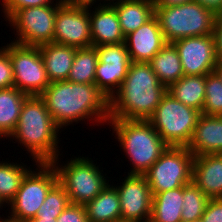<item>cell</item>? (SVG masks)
<instances>
[{
	"label": "cell",
	"mask_w": 222,
	"mask_h": 222,
	"mask_svg": "<svg viewBox=\"0 0 222 222\" xmlns=\"http://www.w3.org/2000/svg\"><path fill=\"white\" fill-rule=\"evenodd\" d=\"M149 222H182L183 187L152 193Z\"/></svg>",
	"instance_id": "25"
},
{
	"label": "cell",
	"mask_w": 222,
	"mask_h": 222,
	"mask_svg": "<svg viewBox=\"0 0 222 222\" xmlns=\"http://www.w3.org/2000/svg\"><path fill=\"white\" fill-rule=\"evenodd\" d=\"M55 1V0H54ZM53 0H2L4 17L8 20L17 10L55 4Z\"/></svg>",
	"instance_id": "32"
},
{
	"label": "cell",
	"mask_w": 222,
	"mask_h": 222,
	"mask_svg": "<svg viewBox=\"0 0 222 222\" xmlns=\"http://www.w3.org/2000/svg\"><path fill=\"white\" fill-rule=\"evenodd\" d=\"M89 11L62 4L55 18L53 43L77 49L92 47Z\"/></svg>",
	"instance_id": "15"
},
{
	"label": "cell",
	"mask_w": 222,
	"mask_h": 222,
	"mask_svg": "<svg viewBox=\"0 0 222 222\" xmlns=\"http://www.w3.org/2000/svg\"><path fill=\"white\" fill-rule=\"evenodd\" d=\"M188 222H203L202 218H198V219H195L193 221H188Z\"/></svg>",
	"instance_id": "43"
},
{
	"label": "cell",
	"mask_w": 222,
	"mask_h": 222,
	"mask_svg": "<svg viewBox=\"0 0 222 222\" xmlns=\"http://www.w3.org/2000/svg\"><path fill=\"white\" fill-rule=\"evenodd\" d=\"M209 198L194 184L190 182L183 186L182 222L201 218L205 212Z\"/></svg>",
	"instance_id": "29"
},
{
	"label": "cell",
	"mask_w": 222,
	"mask_h": 222,
	"mask_svg": "<svg viewBox=\"0 0 222 222\" xmlns=\"http://www.w3.org/2000/svg\"><path fill=\"white\" fill-rule=\"evenodd\" d=\"M98 54L94 46L76 50L67 81L81 84H95V70Z\"/></svg>",
	"instance_id": "27"
},
{
	"label": "cell",
	"mask_w": 222,
	"mask_h": 222,
	"mask_svg": "<svg viewBox=\"0 0 222 222\" xmlns=\"http://www.w3.org/2000/svg\"><path fill=\"white\" fill-rule=\"evenodd\" d=\"M206 8L213 10L216 14L222 12V0H193Z\"/></svg>",
	"instance_id": "38"
},
{
	"label": "cell",
	"mask_w": 222,
	"mask_h": 222,
	"mask_svg": "<svg viewBox=\"0 0 222 222\" xmlns=\"http://www.w3.org/2000/svg\"><path fill=\"white\" fill-rule=\"evenodd\" d=\"M38 171L29 170L24 176L11 207L9 220L25 222L36 217L37 211L45 201L47 193L58 182V175L52 163H36Z\"/></svg>",
	"instance_id": "8"
},
{
	"label": "cell",
	"mask_w": 222,
	"mask_h": 222,
	"mask_svg": "<svg viewBox=\"0 0 222 222\" xmlns=\"http://www.w3.org/2000/svg\"><path fill=\"white\" fill-rule=\"evenodd\" d=\"M213 35L215 38L217 59L218 61H222V12L216 14Z\"/></svg>",
	"instance_id": "36"
},
{
	"label": "cell",
	"mask_w": 222,
	"mask_h": 222,
	"mask_svg": "<svg viewBox=\"0 0 222 222\" xmlns=\"http://www.w3.org/2000/svg\"><path fill=\"white\" fill-rule=\"evenodd\" d=\"M60 127L55 123L40 96H28L10 138L31 153L35 163H51L58 158Z\"/></svg>",
	"instance_id": "3"
},
{
	"label": "cell",
	"mask_w": 222,
	"mask_h": 222,
	"mask_svg": "<svg viewBox=\"0 0 222 222\" xmlns=\"http://www.w3.org/2000/svg\"><path fill=\"white\" fill-rule=\"evenodd\" d=\"M18 163L0 162V201L9 204L20 188L21 182L30 170ZM24 165V166H23Z\"/></svg>",
	"instance_id": "28"
},
{
	"label": "cell",
	"mask_w": 222,
	"mask_h": 222,
	"mask_svg": "<svg viewBox=\"0 0 222 222\" xmlns=\"http://www.w3.org/2000/svg\"><path fill=\"white\" fill-rule=\"evenodd\" d=\"M201 113L222 116V81L215 72L205 75V102Z\"/></svg>",
	"instance_id": "30"
},
{
	"label": "cell",
	"mask_w": 222,
	"mask_h": 222,
	"mask_svg": "<svg viewBox=\"0 0 222 222\" xmlns=\"http://www.w3.org/2000/svg\"><path fill=\"white\" fill-rule=\"evenodd\" d=\"M167 88L146 62H131L121 87L110 98L109 119L148 120Z\"/></svg>",
	"instance_id": "2"
},
{
	"label": "cell",
	"mask_w": 222,
	"mask_h": 222,
	"mask_svg": "<svg viewBox=\"0 0 222 222\" xmlns=\"http://www.w3.org/2000/svg\"><path fill=\"white\" fill-rule=\"evenodd\" d=\"M55 123L63 128L84 118L108 123L110 99L96 84L51 82L40 95ZM93 118V119H92Z\"/></svg>",
	"instance_id": "1"
},
{
	"label": "cell",
	"mask_w": 222,
	"mask_h": 222,
	"mask_svg": "<svg viewBox=\"0 0 222 222\" xmlns=\"http://www.w3.org/2000/svg\"><path fill=\"white\" fill-rule=\"evenodd\" d=\"M200 114L166 92L148 121L168 146L187 147Z\"/></svg>",
	"instance_id": "6"
},
{
	"label": "cell",
	"mask_w": 222,
	"mask_h": 222,
	"mask_svg": "<svg viewBox=\"0 0 222 222\" xmlns=\"http://www.w3.org/2000/svg\"><path fill=\"white\" fill-rule=\"evenodd\" d=\"M187 148L195 156L222 154V116L200 114Z\"/></svg>",
	"instance_id": "19"
},
{
	"label": "cell",
	"mask_w": 222,
	"mask_h": 222,
	"mask_svg": "<svg viewBox=\"0 0 222 222\" xmlns=\"http://www.w3.org/2000/svg\"><path fill=\"white\" fill-rule=\"evenodd\" d=\"M192 181L209 198H222V154L195 156Z\"/></svg>",
	"instance_id": "18"
},
{
	"label": "cell",
	"mask_w": 222,
	"mask_h": 222,
	"mask_svg": "<svg viewBox=\"0 0 222 222\" xmlns=\"http://www.w3.org/2000/svg\"><path fill=\"white\" fill-rule=\"evenodd\" d=\"M122 185L115 186L120 200L121 222H149L152 192L144 175L128 174Z\"/></svg>",
	"instance_id": "13"
},
{
	"label": "cell",
	"mask_w": 222,
	"mask_h": 222,
	"mask_svg": "<svg viewBox=\"0 0 222 222\" xmlns=\"http://www.w3.org/2000/svg\"><path fill=\"white\" fill-rule=\"evenodd\" d=\"M155 16L167 43L214 33L216 13L195 1L176 6L155 7Z\"/></svg>",
	"instance_id": "5"
},
{
	"label": "cell",
	"mask_w": 222,
	"mask_h": 222,
	"mask_svg": "<svg viewBox=\"0 0 222 222\" xmlns=\"http://www.w3.org/2000/svg\"><path fill=\"white\" fill-rule=\"evenodd\" d=\"M6 51L12 64L13 86L28 96H40L50 81L39 47L11 42L7 44Z\"/></svg>",
	"instance_id": "11"
},
{
	"label": "cell",
	"mask_w": 222,
	"mask_h": 222,
	"mask_svg": "<svg viewBox=\"0 0 222 222\" xmlns=\"http://www.w3.org/2000/svg\"><path fill=\"white\" fill-rule=\"evenodd\" d=\"M201 218L203 222H222V198L209 199Z\"/></svg>",
	"instance_id": "35"
},
{
	"label": "cell",
	"mask_w": 222,
	"mask_h": 222,
	"mask_svg": "<svg viewBox=\"0 0 222 222\" xmlns=\"http://www.w3.org/2000/svg\"><path fill=\"white\" fill-rule=\"evenodd\" d=\"M62 4L73 8L90 9L96 0H60ZM100 1V0H99ZM95 2V3H94Z\"/></svg>",
	"instance_id": "37"
},
{
	"label": "cell",
	"mask_w": 222,
	"mask_h": 222,
	"mask_svg": "<svg viewBox=\"0 0 222 222\" xmlns=\"http://www.w3.org/2000/svg\"><path fill=\"white\" fill-rule=\"evenodd\" d=\"M193 0H154L155 7H169L182 5Z\"/></svg>",
	"instance_id": "39"
},
{
	"label": "cell",
	"mask_w": 222,
	"mask_h": 222,
	"mask_svg": "<svg viewBox=\"0 0 222 222\" xmlns=\"http://www.w3.org/2000/svg\"><path fill=\"white\" fill-rule=\"evenodd\" d=\"M70 204L64 188L57 182L47 193L45 201L37 211V218H57Z\"/></svg>",
	"instance_id": "31"
},
{
	"label": "cell",
	"mask_w": 222,
	"mask_h": 222,
	"mask_svg": "<svg viewBox=\"0 0 222 222\" xmlns=\"http://www.w3.org/2000/svg\"><path fill=\"white\" fill-rule=\"evenodd\" d=\"M0 222H15V221H11V220H9V219H1V217H0Z\"/></svg>",
	"instance_id": "42"
},
{
	"label": "cell",
	"mask_w": 222,
	"mask_h": 222,
	"mask_svg": "<svg viewBox=\"0 0 222 222\" xmlns=\"http://www.w3.org/2000/svg\"><path fill=\"white\" fill-rule=\"evenodd\" d=\"M166 43L155 15L136 31L125 37V44L131 62L148 63Z\"/></svg>",
	"instance_id": "16"
},
{
	"label": "cell",
	"mask_w": 222,
	"mask_h": 222,
	"mask_svg": "<svg viewBox=\"0 0 222 222\" xmlns=\"http://www.w3.org/2000/svg\"><path fill=\"white\" fill-rule=\"evenodd\" d=\"M58 160L56 158L51 163L56 169L58 183L68 194L71 204L86 205L109 183L98 165H94V161L88 157H75L64 166L58 165Z\"/></svg>",
	"instance_id": "7"
},
{
	"label": "cell",
	"mask_w": 222,
	"mask_h": 222,
	"mask_svg": "<svg viewBox=\"0 0 222 222\" xmlns=\"http://www.w3.org/2000/svg\"><path fill=\"white\" fill-rule=\"evenodd\" d=\"M98 54L95 84L108 96L121 87L131 63L125 42L94 46Z\"/></svg>",
	"instance_id": "12"
},
{
	"label": "cell",
	"mask_w": 222,
	"mask_h": 222,
	"mask_svg": "<svg viewBox=\"0 0 222 222\" xmlns=\"http://www.w3.org/2000/svg\"><path fill=\"white\" fill-rule=\"evenodd\" d=\"M56 222H89L85 205L70 203L56 218Z\"/></svg>",
	"instance_id": "34"
},
{
	"label": "cell",
	"mask_w": 222,
	"mask_h": 222,
	"mask_svg": "<svg viewBox=\"0 0 222 222\" xmlns=\"http://www.w3.org/2000/svg\"><path fill=\"white\" fill-rule=\"evenodd\" d=\"M111 3H99L95 11L89 13L93 46L125 42L118 14Z\"/></svg>",
	"instance_id": "17"
},
{
	"label": "cell",
	"mask_w": 222,
	"mask_h": 222,
	"mask_svg": "<svg viewBox=\"0 0 222 222\" xmlns=\"http://www.w3.org/2000/svg\"><path fill=\"white\" fill-rule=\"evenodd\" d=\"M85 208L89 222H121L120 200L115 186L107 184Z\"/></svg>",
	"instance_id": "22"
},
{
	"label": "cell",
	"mask_w": 222,
	"mask_h": 222,
	"mask_svg": "<svg viewBox=\"0 0 222 222\" xmlns=\"http://www.w3.org/2000/svg\"><path fill=\"white\" fill-rule=\"evenodd\" d=\"M172 44L180 56L184 75H207L217 65L213 34L178 39Z\"/></svg>",
	"instance_id": "14"
},
{
	"label": "cell",
	"mask_w": 222,
	"mask_h": 222,
	"mask_svg": "<svg viewBox=\"0 0 222 222\" xmlns=\"http://www.w3.org/2000/svg\"><path fill=\"white\" fill-rule=\"evenodd\" d=\"M148 63L166 88L184 76L180 56L172 43H166Z\"/></svg>",
	"instance_id": "24"
},
{
	"label": "cell",
	"mask_w": 222,
	"mask_h": 222,
	"mask_svg": "<svg viewBox=\"0 0 222 222\" xmlns=\"http://www.w3.org/2000/svg\"><path fill=\"white\" fill-rule=\"evenodd\" d=\"M14 76L12 64L6 46L0 49V89L13 87Z\"/></svg>",
	"instance_id": "33"
},
{
	"label": "cell",
	"mask_w": 222,
	"mask_h": 222,
	"mask_svg": "<svg viewBox=\"0 0 222 222\" xmlns=\"http://www.w3.org/2000/svg\"><path fill=\"white\" fill-rule=\"evenodd\" d=\"M111 5L116 9L125 37L155 15L154 0H117Z\"/></svg>",
	"instance_id": "21"
},
{
	"label": "cell",
	"mask_w": 222,
	"mask_h": 222,
	"mask_svg": "<svg viewBox=\"0 0 222 222\" xmlns=\"http://www.w3.org/2000/svg\"><path fill=\"white\" fill-rule=\"evenodd\" d=\"M184 105L202 112L205 102V75H184L167 88Z\"/></svg>",
	"instance_id": "23"
},
{
	"label": "cell",
	"mask_w": 222,
	"mask_h": 222,
	"mask_svg": "<svg viewBox=\"0 0 222 222\" xmlns=\"http://www.w3.org/2000/svg\"><path fill=\"white\" fill-rule=\"evenodd\" d=\"M214 72L218 75V77L222 81V61H218L216 67L214 68Z\"/></svg>",
	"instance_id": "41"
},
{
	"label": "cell",
	"mask_w": 222,
	"mask_h": 222,
	"mask_svg": "<svg viewBox=\"0 0 222 222\" xmlns=\"http://www.w3.org/2000/svg\"><path fill=\"white\" fill-rule=\"evenodd\" d=\"M25 222H56V218H37V217H33V218H30V219L26 220Z\"/></svg>",
	"instance_id": "40"
},
{
	"label": "cell",
	"mask_w": 222,
	"mask_h": 222,
	"mask_svg": "<svg viewBox=\"0 0 222 222\" xmlns=\"http://www.w3.org/2000/svg\"><path fill=\"white\" fill-rule=\"evenodd\" d=\"M61 5L62 3L59 0L53 5L26 7L17 10L8 19L9 24L14 27L13 29L16 30L18 36L14 39L15 41L11 42L34 47L52 43L55 18Z\"/></svg>",
	"instance_id": "10"
},
{
	"label": "cell",
	"mask_w": 222,
	"mask_h": 222,
	"mask_svg": "<svg viewBox=\"0 0 222 222\" xmlns=\"http://www.w3.org/2000/svg\"><path fill=\"white\" fill-rule=\"evenodd\" d=\"M194 155L187 147L168 146L143 174L152 193L173 190L192 182Z\"/></svg>",
	"instance_id": "9"
},
{
	"label": "cell",
	"mask_w": 222,
	"mask_h": 222,
	"mask_svg": "<svg viewBox=\"0 0 222 222\" xmlns=\"http://www.w3.org/2000/svg\"><path fill=\"white\" fill-rule=\"evenodd\" d=\"M27 97L28 95L14 86L0 89V138L10 137L14 132Z\"/></svg>",
	"instance_id": "26"
},
{
	"label": "cell",
	"mask_w": 222,
	"mask_h": 222,
	"mask_svg": "<svg viewBox=\"0 0 222 222\" xmlns=\"http://www.w3.org/2000/svg\"><path fill=\"white\" fill-rule=\"evenodd\" d=\"M108 123L132 162L128 174L143 175L168 147L148 120L109 119Z\"/></svg>",
	"instance_id": "4"
},
{
	"label": "cell",
	"mask_w": 222,
	"mask_h": 222,
	"mask_svg": "<svg viewBox=\"0 0 222 222\" xmlns=\"http://www.w3.org/2000/svg\"><path fill=\"white\" fill-rule=\"evenodd\" d=\"M38 47L50 83L67 80L77 48L53 42Z\"/></svg>",
	"instance_id": "20"
}]
</instances>
